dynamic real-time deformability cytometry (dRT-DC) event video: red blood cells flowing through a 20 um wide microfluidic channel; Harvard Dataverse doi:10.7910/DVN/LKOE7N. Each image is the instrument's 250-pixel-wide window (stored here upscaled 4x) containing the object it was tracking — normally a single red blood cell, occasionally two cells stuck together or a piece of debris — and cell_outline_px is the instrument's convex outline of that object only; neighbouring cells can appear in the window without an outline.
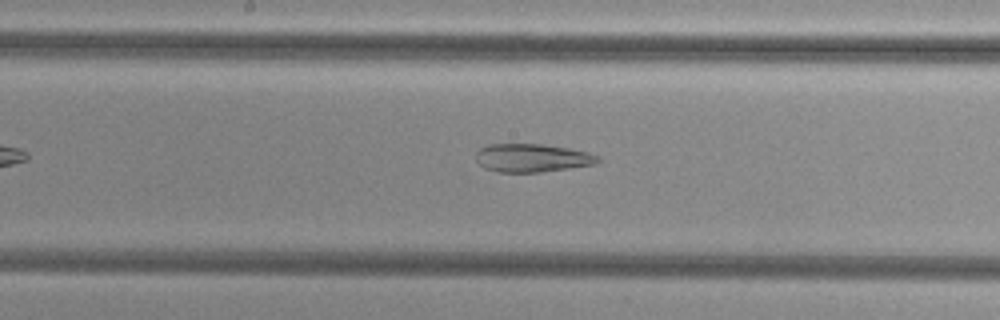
{"species": "common noctule bat (a hibernating species)", "species_latin": "Nyctalus noctula", "temperature_condition": "cold", "stored_images_in_passage": 36, "camera_frame_rate_fps": 3000, "um_per_image_px": 0.085, "animal": {"sex": "female", "body_mass_g": 29.2, "forearm_length_mm": 56.3}, "frame": {"image": 1, "passage_image": 11, "time_ms": 3.333, "image_size_px": [1000, 320], "cell_outline_px": [[600, 160], [596, 164], [540, 172], [496, 172], [484, 168], [476, 160], [476, 152], [480, 148], [488, 144], [544, 144], [568, 148], [600, 156]], "centroid_in_image_um": [45.2, 13.42], "position_along_channel_um": 203.0, "area_um2": 20.06}}